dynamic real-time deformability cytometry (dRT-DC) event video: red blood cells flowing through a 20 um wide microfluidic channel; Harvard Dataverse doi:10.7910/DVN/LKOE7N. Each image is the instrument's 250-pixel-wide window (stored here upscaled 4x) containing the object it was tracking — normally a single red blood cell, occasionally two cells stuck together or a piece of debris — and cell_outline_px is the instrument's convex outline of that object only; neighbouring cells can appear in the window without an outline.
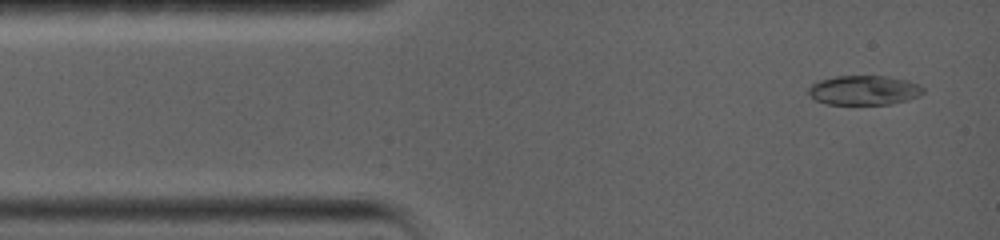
{"species": "common noctule bat (a hibernating species)", "species_latin": "Nyctalus noctula", "temperature_condition": "warm", "stored_images_in_passage": 57, "camera_frame_rate_fps": 5000, "um_per_image_px": 0.085, "animal": {"sex": "female", "body_mass_g": 19.0, "forearm_length_mm": 56.7}, "frame": {"image": 1, "passage_image": 3, "time_ms": 0.4, "image_size_px": [1000, 240], "cell_outline_px": [[924, 92], [920, 96], [908, 100], [892, 104], [828, 104], [816, 100], [808, 92], [808, 88], [812, 84], [820, 80], [836, 76], [888, 76], [908, 80], [920, 84], [924, 88]], "centroid_in_image_um": [73.5, 7.66], "position_along_channel_um": 11.5, "area_um2": 19.83}}
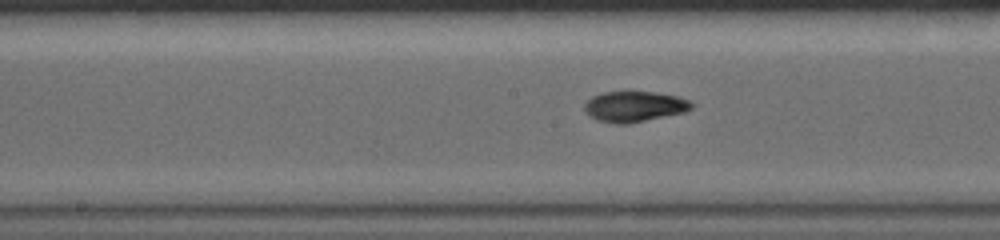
{"frame": {"image": 2, "passage_image": 34, "time_ms": 7.0, "image_size_px": [1000, 240], "cell_outline_px": [[696, 104], [692, 108], [684, 112], [628, 124], [616, 124], [596, 120], [588, 116], [584, 112], [584, 104], [592, 96], [600, 92], [656, 92], [676, 96], [688, 100]], "centroid_in_image_um": [53.88, 9.06], "position_along_channel_um": 194.3, "area_um2": 19.25}}
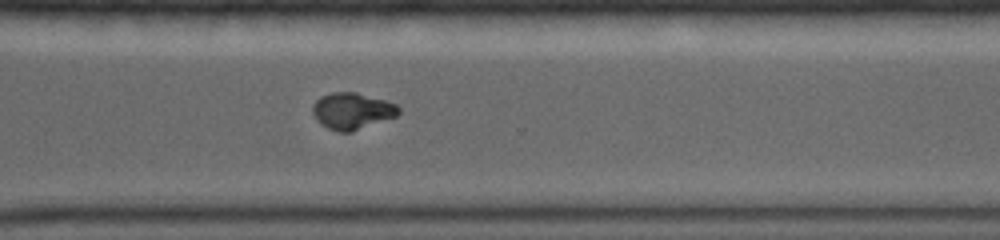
{"frame": {"image": 3, "passage_image": 56, "time_ms": 11.0, "image_size_px": [1000, 240], "cell_outline_px": [[400, 112], [396, 116], [352, 132], [340, 132], [328, 128], [320, 124], [312, 112], [312, 104], [320, 96], [332, 92], [356, 92], [384, 100], [396, 104], [400, 108]], "centroid_in_image_um": [29.91, 9.43], "position_along_channel_um": 340.7, "area_um2": 18.32}}